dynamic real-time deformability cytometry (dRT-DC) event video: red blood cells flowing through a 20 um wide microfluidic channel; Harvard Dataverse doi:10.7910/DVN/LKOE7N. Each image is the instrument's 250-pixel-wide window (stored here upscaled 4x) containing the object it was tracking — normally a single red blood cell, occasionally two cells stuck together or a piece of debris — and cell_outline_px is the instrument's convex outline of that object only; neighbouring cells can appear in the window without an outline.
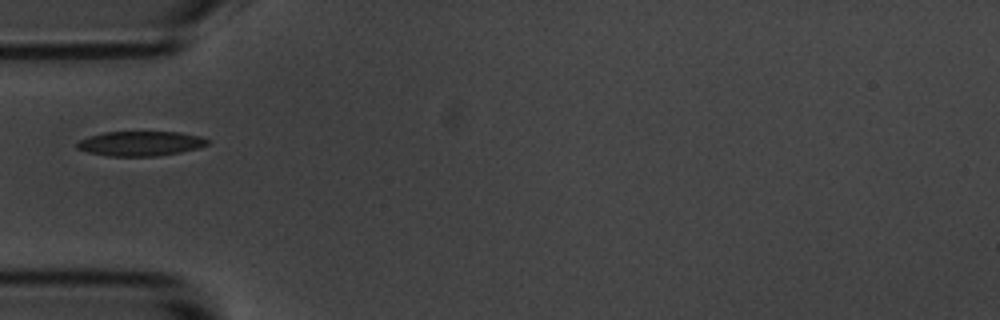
{"species": "common noctule bat (a hibernating species)", "species_latin": "Nyctalus noctula", "temperature_condition": "room temperature", "stored_images_in_passage": 16, "camera_frame_rate_fps": 3000, "um_per_image_px": 0.085, "animal": {"sex": "male", "body_mass_g": 20.1, "forearm_length_mm": 53.5}, "frame": {"image": 1, "passage_image": 1, "time_ms": 0.0, "image_size_px": [1000, 320], "cell_outline_px": [[212, 140], [208, 144], [200, 148], [160, 156], [108, 156], [88, 152], [76, 148], [76, 144], [80, 140], [88, 136], [104, 132], [180, 132], [200, 136]], "centroid_in_image_um": [11.97, 12.2], "position_along_channel_um": 73.0, "area_um2": 18.96}}
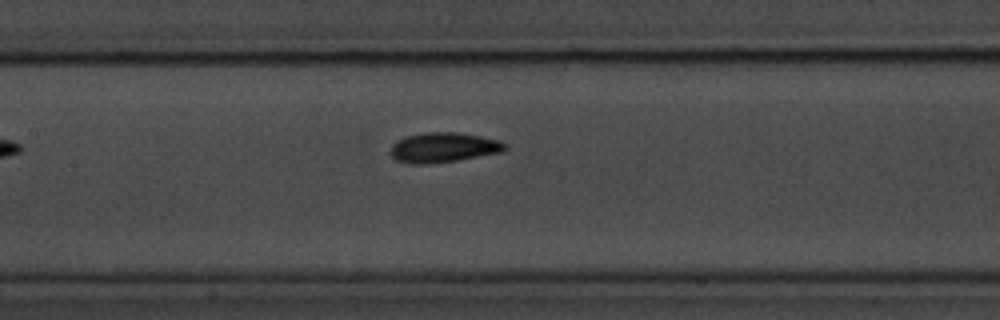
{"frame": {"image": 2, "passage_image": 9, "time_ms": 2.667, "image_size_px": [1000, 320], "cell_outline_px": [[508, 148], [504, 152], [456, 160], [420, 164], [412, 164], [396, 160], [392, 156], [392, 144], [396, 140], [404, 136], [424, 132], [460, 132], [500, 140]], "centroid_in_image_um": [37.7, 12.52], "position_along_channel_um": 169.7, "area_um2": 19.94}}
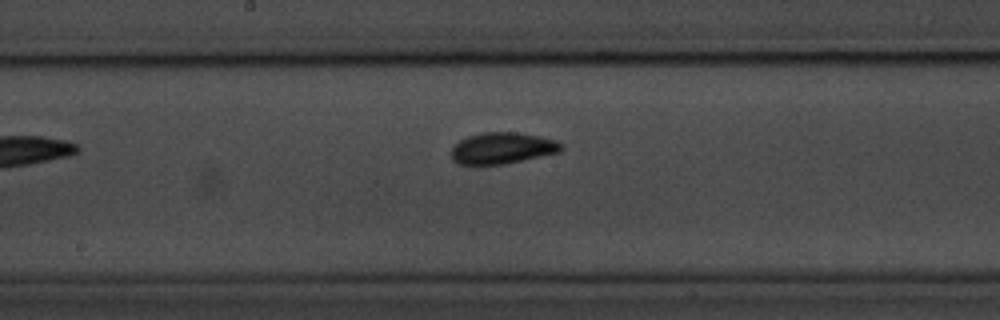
{"frame": {"image": 3, "passage_image": 12, "time_ms": 3.667, "image_size_px": [1000, 320], "cell_outline_px": [[564, 148], [560, 152], [504, 164], [460, 164], [452, 160], [452, 148], [460, 140], [468, 136], [484, 132], [516, 132], [540, 136], [556, 140]], "centroid_in_image_um": [42.71, 12.58], "position_along_channel_um": 205.5, "area_um2": 19.94}}